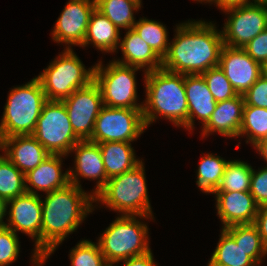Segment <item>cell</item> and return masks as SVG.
<instances>
[{
	"instance_id": "1",
	"label": "cell",
	"mask_w": 267,
	"mask_h": 266,
	"mask_svg": "<svg viewBox=\"0 0 267 266\" xmlns=\"http://www.w3.org/2000/svg\"><path fill=\"white\" fill-rule=\"evenodd\" d=\"M168 53L162 59V68L184 75L202 74L219 66L224 46L221 30L215 23L188 20L177 24Z\"/></svg>"
},
{
	"instance_id": "2",
	"label": "cell",
	"mask_w": 267,
	"mask_h": 266,
	"mask_svg": "<svg viewBox=\"0 0 267 266\" xmlns=\"http://www.w3.org/2000/svg\"><path fill=\"white\" fill-rule=\"evenodd\" d=\"M42 202L41 258L44 264L65 238L95 210L94 195L73 184L45 194ZM69 235V236H68Z\"/></svg>"
},
{
	"instance_id": "3",
	"label": "cell",
	"mask_w": 267,
	"mask_h": 266,
	"mask_svg": "<svg viewBox=\"0 0 267 266\" xmlns=\"http://www.w3.org/2000/svg\"><path fill=\"white\" fill-rule=\"evenodd\" d=\"M143 75L145 100L142 112L146 128L160 117L187 131L188 103L184 87V74L160 68L148 71Z\"/></svg>"
},
{
	"instance_id": "4",
	"label": "cell",
	"mask_w": 267,
	"mask_h": 266,
	"mask_svg": "<svg viewBox=\"0 0 267 266\" xmlns=\"http://www.w3.org/2000/svg\"><path fill=\"white\" fill-rule=\"evenodd\" d=\"M143 160L133 169L111 177L94 196L95 208L106 205L118 215L154 216L148 196ZM97 204V205H96Z\"/></svg>"
},
{
	"instance_id": "5",
	"label": "cell",
	"mask_w": 267,
	"mask_h": 266,
	"mask_svg": "<svg viewBox=\"0 0 267 266\" xmlns=\"http://www.w3.org/2000/svg\"><path fill=\"white\" fill-rule=\"evenodd\" d=\"M143 219L151 221L154 216L119 214L104 232L100 233L97 242L107 263L119 264L125 259L151 251L149 228Z\"/></svg>"
},
{
	"instance_id": "6",
	"label": "cell",
	"mask_w": 267,
	"mask_h": 266,
	"mask_svg": "<svg viewBox=\"0 0 267 266\" xmlns=\"http://www.w3.org/2000/svg\"><path fill=\"white\" fill-rule=\"evenodd\" d=\"M7 97L0 119L2 138L33 134L47 101L39 79L35 76L27 83L11 88Z\"/></svg>"
},
{
	"instance_id": "7",
	"label": "cell",
	"mask_w": 267,
	"mask_h": 266,
	"mask_svg": "<svg viewBox=\"0 0 267 266\" xmlns=\"http://www.w3.org/2000/svg\"><path fill=\"white\" fill-rule=\"evenodd\" d=\"M94 67L87 69L73 48H64L36 77L47 100L62 101L94 81Z\"/></svg>"
},
{
	"instance_id": "8",
	"label": "cell",
	"mask_w": 267,
	"mask_h": 266,
	"mask_svg": "<svg viewBox=\"0 0 267 266\" xmlns=\"http://www.w3.org/2000/svg\"><path fill=\"white\" fill-rule=\"evenodd\" d=\"M104 67L98 61L94 67V82L99 86L103 105L116 108L143 109L142 101L137 102L138 91L136 72L141 68L109 61Z\"/></svg>"
},
{
	"instance_id": "9",
	"label": "cell",
	"mask_w": 267,
	"mask_h": 266,
	"mask_svg": "<svg viewBox=\"0 0 267 266\" xmlns=\"http://www.w3.org/2000/svg\"><path fill=\"white\" fill-rule=\"evenodd\" d=\"M34 138L51 155H65L81 141L74 133L63 101L47 100L36 122Z\"/></svg>"
},
{
	"instance_id": "10",
	"label": "cell",
	"mask_w": 267,
	"mask_h": 266,
	"mask_svg": "<svg viewBox=\"0 0 267 266\" xmlns=\"http://www.w3.org/2000/svg\"><path fill=\"white\" fill-rule=\"evenodd\" d=\"M143 109L116 108L103 105L95 120L89 141L133 142L147 129L143 120Z\"/></svg>"
},
{
	"instance_id": "11",
	"label": "cell",
	"mask_w": 267,
	"mask_h": 266,
	"mask_svg": "<svg viewBox=\"0 0 267 266\" xmlns=\"http://www.w3.org/2000/svg\"><path fill=\"white\" fill-rule=\"evenodd\" d=\"M41 195L24 193L7 201V228L16 234L21 232L34 240L31 263L33 266H43L41 258V227H42V202Z\"/></svg>"
},
{
	"instance_id": "12",
	"label": "cell",
	"mask_w": 267,
	"mask_h": 266,
	"mask_svg": "<svg viewBox=\"0 0 267 266\" xmlns=\"http://www.w3.org/2000/svg\"><path fill=\"white\" fill-rule=\"evenodd\" d=\"M222 12L227 15L221 29L224 45L242 48L267 28V4L254 2Z\"/></svg>"
},
{
	"instance_id": "13",
	"label": "cell",
	"mask_w": 267,
	"mask_h": 266,
	"mask_svg": "<svg viewBox=\"0 0 267 266\" xmlns=\"http://www.w3.org/2000/svg\"><path fill=\"white\" fill-rule=\"evenodd\" d=\"M75 135L81 140H90L95 120L103 107L99 86L92 81L88 86L75 90L62 100Z\"/></svg>"
},
{
	"instance_id": "14",
	"label": "cell",
	"mask_w": 267,
	"mask_h": 266,
	"mask_svg": "<svg viewBox=\"0 0 267 266\" xmlns=\"http://www.w3.org/2000/svg\"><path fill=\"white\" fill-rule=\"evenodd\" d=\"M95 8V0H68L51 31L52 40L65 48L80 47Z\"/></svg>"
},
{
	"instance_id": "15",
	"label": "cell",
	"mask_w": 267,
	"mask_h": 266,
	"mask_svg": "<svg viewBox=\"0 0 267 266\" xmlns=\"http://www.w3.org/2000/svg\"><path fill=\"white\" fill-rule=\"evenodd\" d=\"M74 153V167L69 168V183L82 188L81 179L96 181L91 193L95 196L107 183L103 157L99 144L89 140L76 143L70 153ZM82 177V178H81Z\"/></svg>"
},
{
	"instance_id": "16",
	"label": "cell",
	"mask_w": 267,
	"mask_h": 266,
	"mask_svg": "<svg viewBox=\"0 0 267 266\" xmlns=\"http://www.w3.org/2000/svg\"><path fill=\"white\" fill-rule=\"evenodd\" d=\"M219 67L238 95H244L261 76V64L240 47L224 45L220 53Z\"/></svg>"
},
{
	"instance_id": "17",
	"label": "cell",
	"mask_w": 267,
	"mask_h": 266,
	"mask_svg": "<svg viewBox=\"0 0 267 266\" xmlns=\"http://www.w3.org/2000/svg\"><path fill=\"white\" fill-rule=\"evenodd\" d=\"M216 213L222 223V229L235 224L254 223L258 205L249 191L213 192Z\"/></svg>"
},
{
	"instance_id": "18",
	"label": "cell",
	"mask_w": 267,
	"mask_h": 266,
	"mask_svg": "<svg viewBox=\"0 0 267 266\" xmlns=\"http://www.w3.org/2000/svg\"><path fill=\"white\" fill-rule=\"evenodd\" d=\"M65 155H50L35 169L25 174L27 193L38 195V191L46 193L62 189L69 184V172L62 170Z\"/></svg>"
},
{
	"instance_id": "19",
	"label": "cell",
	"mask_w": 267,
	"mask_h": 266,
	"mask_svg": "<svg viewBox=\"0 0 267 266\" xmlns=\"http://www.w3.org/2000/svg\"><path fill=\"white\" fill-rule=\"evenodd\" d=\"M244 107L243 95H236L225 101L217 102L209 121L201 127V138L216 133L225 138H237L242 124Z\"/></svg>"
},
{
	"instance_id": "20",
	"label": "cell",
	"mask_w": 267,
	"mask_h": 266,
	"mask_svg": "<svg viewBox=\"0 0 267 266\" xmlns=\"http://www.w3.org/2000/svg\"><path fill=\"white\" fill-rule=\"evenodd\" d=\"M2 153L24 174L51 155L32 134L3 138Z\"/></svg>"
},
{
	"instance_id": "21",
	"label": "cell",
	"mask_w": 267,
	"mask_h": 266,
	"mask_svg": "<svg viewBox=\"0 0 267 266\" xmlns=\"http://www.w3.org/2000/svg\"><path fill=\"white\" fill-rule=\"evenodd\" d=\"M184 87L188 103V131L195 130V120L203 127L215 111L217 102L214 100L201 74L184 75Z\"/></svg>"
},
{
	"instance_id": "22",
	"label": "cell",
	"mask_w": 267,
	"mask_h": 266,
	"mask_svg": "<svg viewBox=\"0 0 267 266\" xmlns=\"http://www.w3.org/2000/svg\"><path fill=\"white\" fill-rule=\"evenodd\" d=\"M118 49L121 50L122 58L115 59L114 57L117 63L141 68L144 74L162 68V59L133 28L125 30V36L120 38Z\"/></svg>"
},
{
	"instance_id": "23",
	"label": "cell",
	"mask_w": 267,
	"mask_h": 266,
	"mask_svg": "<svg viewBox=\"0 0 267 266\" xmlns=\"http://www.w3.org/2000/svg\"><path fill=\"white\" fill-rule=\"evenodd\" d=\"M120 31L105 15L96 8L91 13L87 26L84 42L81 48L93 45L102 53H118L120 43Z\"/></svg>"
},
{
	"instance_id": "24",
	"label": "cell",
	"mask_w": 267,
	"mask_h": 266,
	"mask_svg": "<svg viewBox=\"0 0 267 266\" xmlns=\"http://www.w3.org/2000/svg\"><path fill=\"white\" fill-rule=\"evenodd\" d=\"M107 179L133 169L143 159L137 158L134 147L130 142L98 143Z\"/></svg>"
},
{
	"instance_id": "25",
	"label": "cell",
	"mask_w": 267,
	"mask_h": 266,
	"mask_svg": "<svg viewBox=\"0 0 267 266\" xmlns=\"http://www.w3.org/2000/svg\"><path fill=\"white\" fill-rule=\"evenodd\" d=\"M96 9L105 15L119 30L132 29L137 20L134 12L140 11L139 0H95Z\"/></svg>"
},
{
	"instance_id": "26",
	"label": "cell",
	"mask_w": 267,
	"mask_h": 266,
	"mask_svg": "<svg viewBox=\"0 0 267 266\" xmlns=\"http://www.w3.org/2000/svg\"><path fill=\"white\" fill-rule=\"evenodd\" d=\"M224 230L240 245L247 255L258 265L267 256V246L263 243L256 226L251 224H235Z\"/></svg>"
},
{
	"instance_id": "27",
	"label": "cell",
	"mask_w": 267,
	"mask_h": 266,
	"mask_svg": "<svg viewBox=\"0 0 267 266\" xmlns=\"http://www.w3.org/2000/svg\"><path fill=\"white\" fill-rule=\"evenodd\" d=\"M228 162L229 160L209 152L201 157L196 170V184L202 193L211 194L217 189Z\"/></svg>"
},
{
	"instance_id": "28",
	"label": "cell",
	"mask_w": 267,
	"mask_h": 266,
	"mask_svg": "<svg viewBox=\"0 0 267 266\" xmlns=\"http://www.w3.org/2000/svg\"><path fill=\"white\" fill-rule=\"evenodd\" d=\"M133 30L143 39L152 50L163 59L168 53L170 39L165 24L141 17L133 26Z\"/></svg>"
},
{
	"instance_id": "29",
	"label": "cell",
	"mask_w": 267,
	"mask_h": 266,
	"mask_svg": "<svg viewBox=\"0 0 267 266\" xmlns=\"http://www.w3.org/2000/svg\"><path fill=\"white\" fill-rule=\"evenodd\" d=\"M220 230L219 241L211 254L212 259L224 266H258L224 229Z\"/></svg>"
},
{
	"instance_id": "30",
	"label": "cell",
	"mask_w": 267,
	"mask_h": 266,
	"mask_svg": "<svg viewBox=\"0 0 267 266\" xmlns=\"http://www.w3.org/2000/svg\"><path fill=\"white\" fill-rule=\"evenodd\" d=\"M253 167L242 160H229L221 182L214 192L250 191Z\"/></svg>"
},
{
	"instance_id": "31",
	"label": "cell",
	"mask_w": 267,
	"mask_h": 266,
	"mask_svg": "<svg viewBox=\"0 0 267 266\" xmlns=\"http://www.w3.org/2000/svg\"><path fill=\"white\" fill-rule=\"evenodd\" d=\"M246 137L247 144H256L267 137V109L244 105L239 137Z\"/></svg>"
},
{
	"instance_id": "32",
	"label": "cell",
	"mask_w": 267,
	"mask_h": 266,
	"mask_svg": "<svg viewBox=\"0 0 267 266\" xmlns=\"http://www.w3.org/2000/svg\"><path fill=\"white\" fill-rule=\"evenodd\" d=\"M26 193L25 174L5 155L0 157V197L6 201Z\"/></svg>"
},
{
	"instance_id": "33",
	"label": "cell",
	"mask_w": 267,
	"mask_h": 266,
	"mask_svg": "<svg viewBox=\"0 0 267 266\" xmlns=\"http://www.w3.org/2000/svg\"><path fill=\"white\" fill-rule=\"evenodd\" d=\"M69 251L71 266H106L108 264L98 242L82 239Z\"/></svg>"
},
{
	"instance_id": "34",
	"label": "cell",
	"mask_w": 267,
	"mask_h": 266,
	"mask_svg": "<svg viewBox=\"0 0 267 266\" xmlns=\"http://www.w3.org/2000/svg\"><path fill=\"white\" fill-rule=\"evenodd\" d=\"M201 75L216 102L225 101L237 95L219 66L210 68Z\"/></svg>"
},
{
	"instance_id": "35",
	"label": "cell",
	"mask_w": 267,
	"mask_h": 266,
	"mask_svg": "<svg viewBox=\"0 0 267 266\" xmlns=\"http://www.w3.org/2000/svg\"><path fill=\"white\" fill-rule=\"evenodd\" d=\"M20 243L18 234L6 226L0 228V266H9L17 261Z\"/></svg>"
},
{
	"instance_id": "36",
	"label": "cell",
	"mask_w": 267,
	"mask_h": 266,
	"mask_svg": "<svg viewBox=\"0 0 267 266\" xmlns=\"http://www.w3.org/2000/svg\"><path fill=\"white\" fill-rule=\"evenodd\" d=\"M249 192L258 206L267 203V166L252 170Z\"/></svg>"
},
{
	"instance_id": "37",
	"label": "cell",
	"mask_w": 267,
	"mask_h": 266,
	"mask_svg": "<svg viewBox=\"0 0 267 266\" xmlns=\"http://www.w3.org/2000/svg\"><path fill=\"white\" fill-rule=\"evenodd\" d=\"M243 97L244 105L267 109V78L261 75Z\"/></svg>"
},
{
	"instance_id": "38",
	"label": "cell",
	"mask_w": 267,
	"mask_h": 266,
	"mask_svg": "<svg viewBox=\"0 0 267 266\" xmlns=\"http://www.w3.org/2000/svg\"><path fill=\"white\" fill-rule=\"evenodd\" d=\"M256 62L262 64L267 60V28L242 47Z\"/></svg>"
},
{
	"instance_id": "39",
	"label": "cell",
	"mask_w": 267,
	"mask_h": 266,
	"mask_svg": "<svg viewBox=\"0 0 267 266\" xmlns=\"http://www.w3.org/2000/svg\"><path fill=\"white\" fill-rule=\"evenodd\" d=\"M253 224L256 226L263 243L267 246V203L258 206Z\"/></svg>"
},
{
	"instance_id": "40",
	"label": "cell",
	"mask_w": 267,
	"mask_h": 266,
	"mask_svg": "<svg viewBox=\"0 0 267 266\" xmlns=\"http://www.w3.org/2000/svg\"><path fill=\"white\" fill-rule=\"evenodd\" d=\"M121 262H123V266H158L154 260L152 250L144 255L131 257ZM117 266L119 265L117 264Z\"/></svg>"
},
{
	"instance_id": "41",
	"label": "cell",
	"mask_w": 267,
	"mask_h": 266,
	"mask_svg": "<svg viewBox=\"0 0 267 266\" xmlns=\"http://www.w3.org/2000/svg\"><path fill=\"white\" fill-rule=\"evenodd\" d=\"M255 0H211L208 4H214L221 11L236 6L248 5L254 3Z\"/></svg>"
},
{
	"instance_id": "42",
	"label": "cell",
	"mask_w": 267,
	"mask_h": 266,
	"mask_svg": "<svg viewBox=\"0 0 267 266\" xmlns=\"http://www.w3.org/2000/svg\"><path fill=\"white\" fill-rule=\"evenodd\" d=\"M256 152L262 157V159L266 162L267 166V137L259 140L256 144L253 145Z\"/></svg>"
},
{
	"instance_id": "43",
	"label": "cell",
	"mask_w": 267,
	"mask_h": 266,
	"mask_svg": "<svg viewBox=\"0 0 267 266\" xmlns=\"http://www.w3.org/2000/svg\"><path fill=\"white\" fill-rule=\"evenodd\" d=\"M7 213V201L0 197V228L5 227L6 221H4Z\"/></svg>"
},
{
	"instance_id": "44",
	"label": "cell",
	"mask_w": 267,
	"mask_h": 266,
	"mask_svg": "<svg viewBox=\"0 0 267 266\" xmlns=\"http://www.w3.org/2000/svg\"><path fill=\"white\" fill-rule=\"evenodd\" d=\"M261 75L267 78V60L261 64Z\"/></svg>"
},
{
	"instance_id": "45",
	"label": "cell",
	"mask_w": 267,
	"mask_h": 266,
	"mask_svg": "<svg viewBox=\"0 0 267 266\" xmlns=\"http://www.w3.org/2000/svg\"><path fill=\"white\" fill-rule=\"evenodd\" d=\"M208 264L207 266H224L223 264L218 263L217 261H215L214 259L210 258V261L208 260Z\"/></svg>"
},
{
	"instance_id": "46",
	"label": "cell",
	"mask_w": 267,
	"mask_h": 266,
	"mask_svg": "<svg viewBox=\"0 0 267 266\" xmlns=\"http://www.w3.org/2000/svg\"><path fill=\"white\" fill-rule=\"evenodd\" d=\"M0 151H3V138L2 136L0 135ZM3 154L0 153V157L2 156Z\"/></svg>"
},
{
	"instance_id": "47",
	"label": "cell",
	"mask_w": 267,
	"mask_h": 266,
	"mask_svg": "<svg viewBox=\"0 0 267 266\" xmlns=\"http://www.w3.org/2000/svg\"><path fill=\"white\" fill-rule=\"evenodd\" d=\"M193 1H197V3L199 2L201 4L203 2L204 4H206V3H209L211 0H193Z\"/></svg>"
},
{
	"instance_id": "48",
	"label": "cell",
	"mask_w": 267,
	"mask_h": 266,
	"mask_svg": "<svg viewBox=\"0 0 267 266\" xmlns=\"http://www.w3.org/2000/svg\"><path fill=\"white\" fill-rule=\"evenodd\" d=\"M256 3L267 4V0H255Z\"/></svg>"
},
{
	"instance_id": "49",
	"label": "cell",
	"mask_w": 267,
	"mask_h": 266,
	"mask_svg": "<svg viewBox=\"0 0 267 266\" xmlns=\"http://www.w3.org/2000/svg\"><path fill=\"white\" fill-rule=\"evenodd\" d=\"M106 266H117V265L108 263Z\"/></svg>"
}]
</instances>
